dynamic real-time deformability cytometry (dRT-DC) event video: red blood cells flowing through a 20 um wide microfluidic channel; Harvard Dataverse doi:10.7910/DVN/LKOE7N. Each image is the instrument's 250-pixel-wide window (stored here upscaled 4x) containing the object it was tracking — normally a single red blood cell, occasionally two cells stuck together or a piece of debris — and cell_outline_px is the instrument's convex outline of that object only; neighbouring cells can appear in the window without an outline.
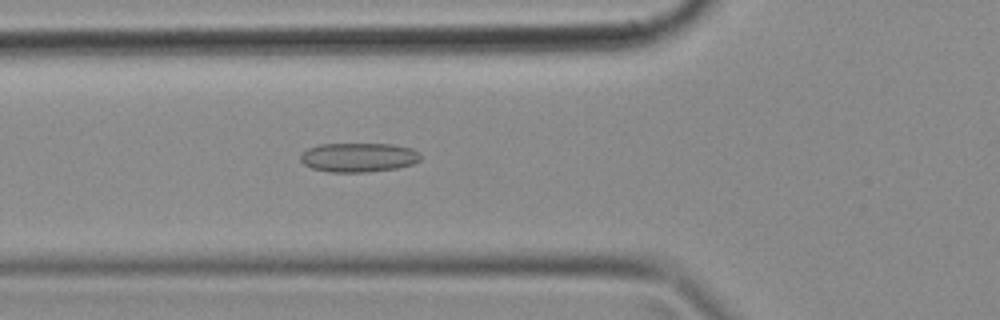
{"species": "common noctule bat (a hibernating species)", "species_latin": "Nyctalus noctula", "temperature_condition": "cold", "stored_images_in_passage": 47, "camera_frame_rate_fps": 3000, "um_per_image_px": 0.085, "animal": {"sex": "female", "body_mass_g": 18.4}, "frame": {"image": 1, "passage_image": 17, "time_ms": 5.333, "image_size_px": [1000, 320], "cell_outline_px": [[420, 160], [412, 164], [396, 168], [368, 172], [328, 172], [312, 168], [304, 164], [300, 160], [300, 156], [308, 148], [320, 144], [392, 144], [412, 148], [420, 156]], "centroid_in_image_um": [30.46, 13.38], "position_along_channel_um": 95.3, "area_um2": 20.35}}
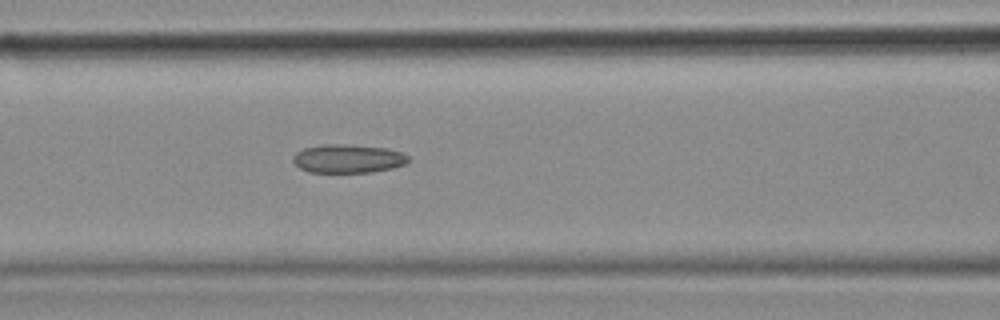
{"frame": {"image": 2, "passage_image": 20, "time_ms": 6.333, "image_size_px": [1000, 320], "cell_outline_px": [[408, 160], [404, 164], [392, 168], [372, 172], [308, 172], [300, 168], [292, 160], [292, 156], [296, 152], [304, 148], [324, 144], [344, 144], [388, 148], [404, 152], [408, 156]], "centroid_in_image_um": [29.58, 13.48], "position_along_channel_um": 137.0, "area_um2": 19.25}}
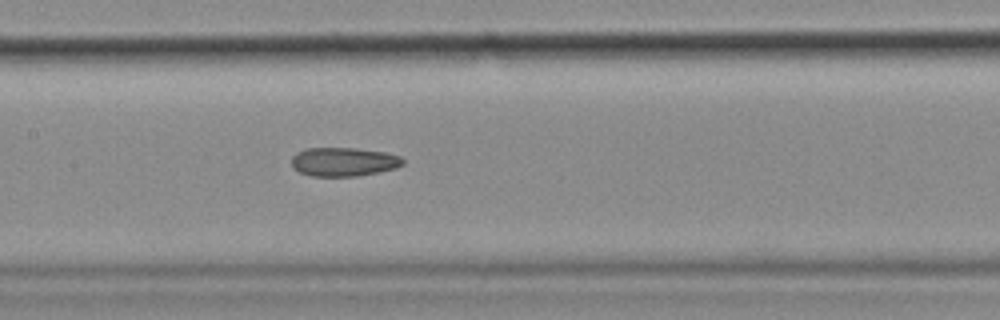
{"frame": {"image": 3, "passage_image": 23, "time_ms": 7.333, "image_size_px": [1000, 320], "cell_outline_px": [[404, 164], [396, 168], [380, 172], [356, 176], [312, 176], [300, 172], [292, 168], [292, 156], [296, 152], [308, 148], [356, 148], [384, 152], [400, 156], [404, 160]], "centroid_in_image_um": [29.21, 13.75], "position_along_channel_um": 178.2, "area_um2": 18.79}}